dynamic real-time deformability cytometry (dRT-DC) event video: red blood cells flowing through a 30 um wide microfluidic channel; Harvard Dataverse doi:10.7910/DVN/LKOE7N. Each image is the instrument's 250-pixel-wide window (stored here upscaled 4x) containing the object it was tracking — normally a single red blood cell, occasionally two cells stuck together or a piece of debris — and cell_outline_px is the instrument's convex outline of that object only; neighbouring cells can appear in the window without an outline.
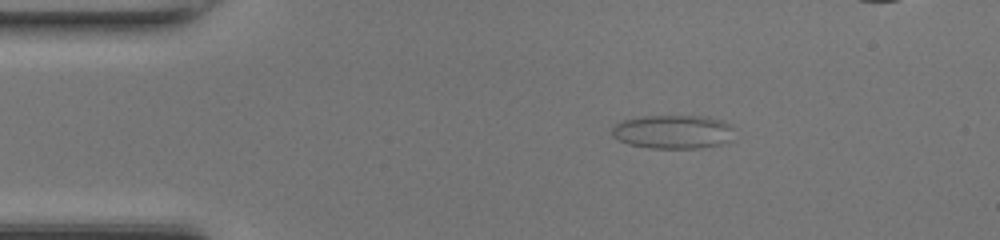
{"species": "common noctule bat (a hibernating species)", "species_latin": "Nyctalus noctula", "temperature_condition": "room temperature", "stored_images_in_passage": 42, "camera_frame_rate_fps": 3000, "um_per_image_px": 0.085, "animal": {"sex": "female", "body_mass_g": 17.0, "forearm_length_mm": 48.0}, "frame": {"image": 1, "passage_image": 7, "time_ms": 2.0, "image_size_px": [1000, 240], "cell_outline_px": [[732, 140], [720, 144], [700, 148], [648, 148], [628, 144], [612, 136], [612, 128], [620, 120], [640, 116], [708, 116], [720, 120], [728, 124], [732, 128]], "centroid_in_image_um": [57.18, 11.2], "position_along_channel_um": 27.8, "area_um2": 24.16}}
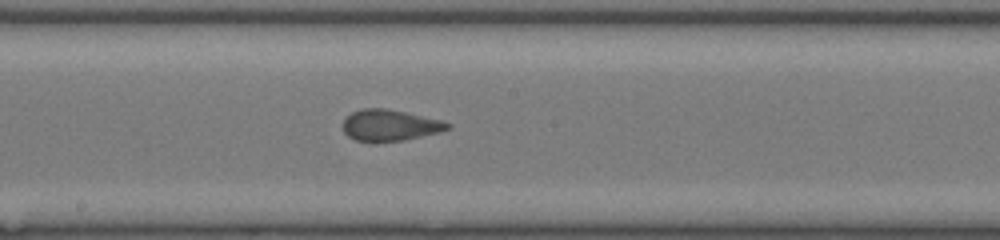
{"frame": {"image": 2, "passage_image": 24, "time_ms": 7.667, "image_size_px": [1000, 240], "cell_outline_px": [[452, 124], [448, 128], [436, 132], [404, 140], [356, 140], [348, 136], [344, 132], [344, 120], [352, 112], [364, 108], [384, 108], [404, 112], [440, 120]], "centroid_in_image_um": [33.11, 10.62], "position_along_channel_um": 215.1, "area_um2": 18.26}}
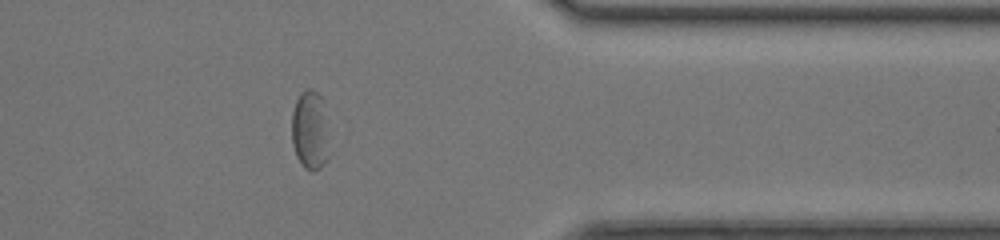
{"frame": {"image": 3, "passage_image": 37, "time_ms": 12.0, "image_size_px": [1000, 240], "cell_outline_px": [[328, 156], [324, 164], [320, 168], [312, 172], [304, 168], [300, 164], [296, 156], [292, 144], [292, 112], [296, 100], [300, 92], [308, 88], [312, 88], [324, 100]], "centroid_in_image_um": [26.33, 11.07], "position_along_channel_um": 385.1, "area_um2": 17.4}}